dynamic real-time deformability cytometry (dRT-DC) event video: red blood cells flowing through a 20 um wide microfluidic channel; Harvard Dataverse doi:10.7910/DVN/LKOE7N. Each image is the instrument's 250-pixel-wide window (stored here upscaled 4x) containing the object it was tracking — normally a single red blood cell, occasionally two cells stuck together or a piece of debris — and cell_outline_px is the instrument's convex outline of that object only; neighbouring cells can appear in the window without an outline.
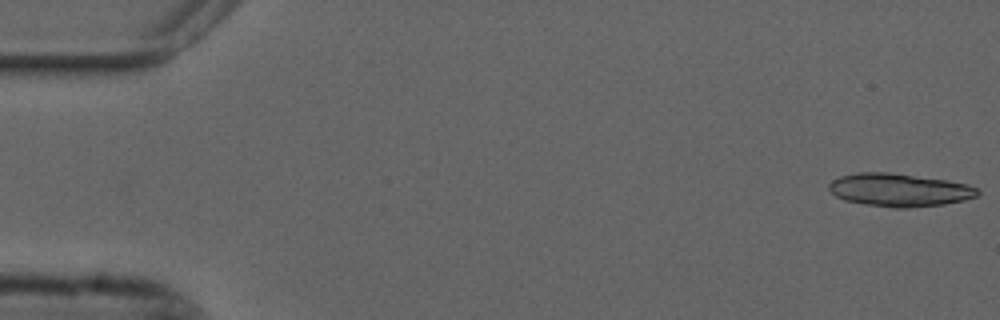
{"species": "common noctule bat (a hibernating species)", "species_latin": "Nyctalus noctula", "temperature_condition": "cold", "stored_images_in_passage": 12, "camera_frame_rate_fps": 3000, "um_per_image_px": 0.085, "animal": {"sex": "male", "forearm_length_mm": 52.5}, "frame": {"image": 1, "passage_image": 1, "time_ms": 0.0, "image_size_px": [1000, 320], "cell_outline_px": [[980, 192], [976, 196], [964, 200], [944, 204], [908, 208], [892, 208], [864, 204], [844, 200], [836, 196], [828, 188], [828, 184], [832, 180], [840, 176], [856, 172], [888, 172], [948, 180], [968, 184], [976, 188]], "centroid_in_image_um": [76.42, 16.14], "position_along_channel_um": 8.6, "area_um2": 28.73}}